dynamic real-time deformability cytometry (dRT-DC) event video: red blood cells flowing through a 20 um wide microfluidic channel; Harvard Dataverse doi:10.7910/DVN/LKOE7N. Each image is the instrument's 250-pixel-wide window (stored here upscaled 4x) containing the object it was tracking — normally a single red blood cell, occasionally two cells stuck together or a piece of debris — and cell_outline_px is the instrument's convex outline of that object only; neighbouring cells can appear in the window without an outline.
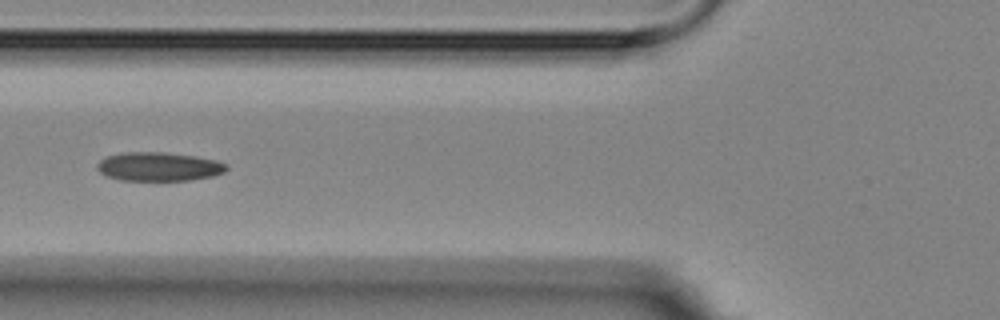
{"species": "Egyptian fruit bat (a non-hibernating species)", "species_latin": "Rousettus aegyptiacus", "temperature_condition": "room temperature", "stored_images_in_passage": 10, "camera_frame_rate_fps": 3000, "um_per_image_px": 0.085, "animal": {"sex": "female"}, "frame": {"image": 1, "passage_image": 6, "time_ms": 5.667, "image_size_px": [1000, 320], "cell_outline_px": [[228, 168], [224, 172], [212, 176], [192, 180], [120, 180], [108, 176], [100, 172], [96, 168], [96, 164], [104, 156], [120, 152], [164, 152], [196, 156], [216, 160], [228, 164]], "centroid_in_image_um": [13.48, 14.15], "position_along_channel_um": 112.3, "area_um2": 21.91}}
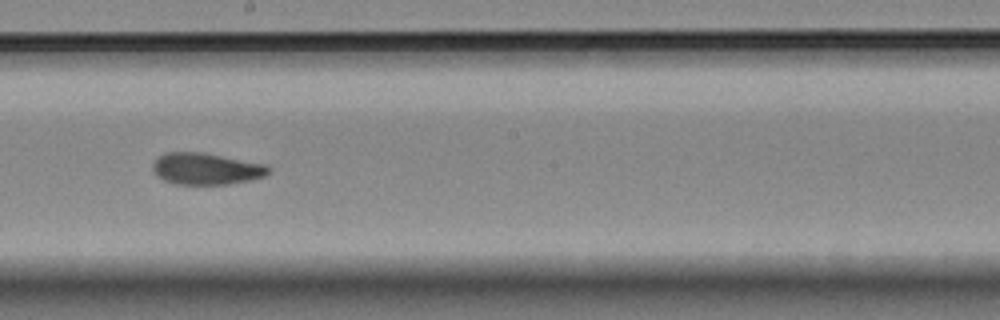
{"frame": {"image": 2, "passage_image": 9, "time_ms": 9.0, "image_size_px": [1000, 320], "cell_outline_px": [[272, 168], [264, 176], [252, 180], [228, 184], [176, 184], [164, 180], [156, 176], [152, 168], [152, 164], [164, 152], [204, 152], [268, 164]], "centroid_in_image_um": [17.55, 14.34], "position_along_channel_um": 230.6, "area_um2": 21.62}}
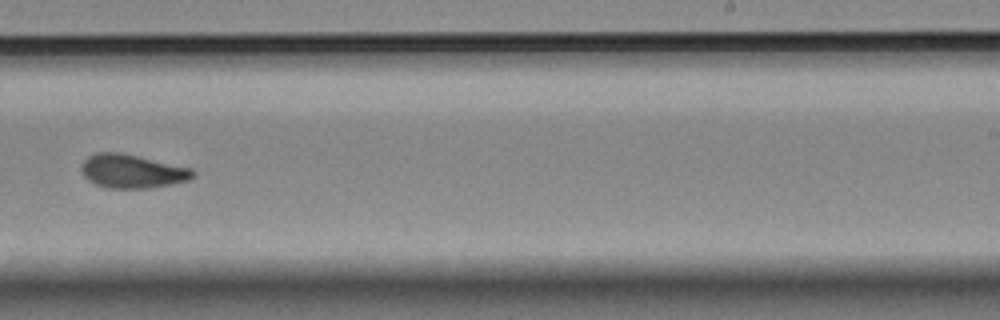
{"frame": {"image": 3, "passage_image": 10, "time_ms": 10.333, "image_size_px": [1000, 320], "cell_outline_px": [[196, 176], [188, 180], [172, 184], [148, 188], [108, 188], [96, 184], [88, 180], [84, 176], [80, 168], [80, 164], [88, 156], [96, 152], [120, 152], [192, 168], [196, 172]], "centroid_in_image_um": [11.23, 14.55], "position_along_channel_um": 277.8, "area_um2": 22.02}}